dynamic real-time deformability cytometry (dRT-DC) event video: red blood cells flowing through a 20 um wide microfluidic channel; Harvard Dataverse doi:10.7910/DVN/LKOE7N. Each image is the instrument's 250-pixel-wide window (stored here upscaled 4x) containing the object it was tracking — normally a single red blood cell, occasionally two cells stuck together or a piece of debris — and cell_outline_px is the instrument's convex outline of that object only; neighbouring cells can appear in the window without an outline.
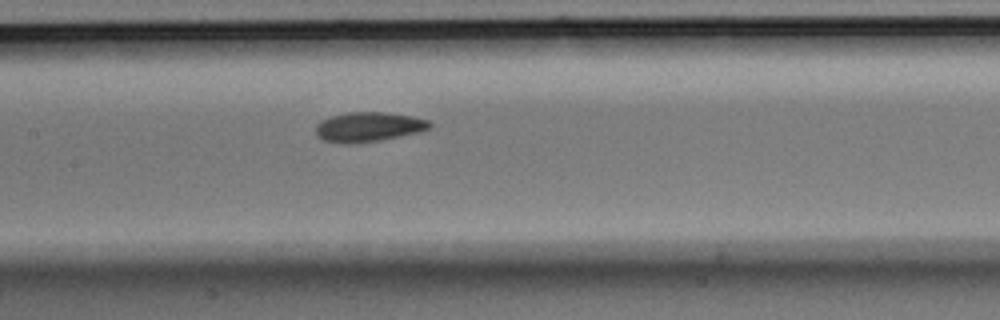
{"species": "Egyptian fruit bat (a non-hibernating species)", "species_latin": "Rousettus aegyptiacus", "temperature_condition": "room temperature", "stored_images_in_passage": 5, "camera_frame_rate_fps": 3000, "um_per_image_px": 0.085, "animal": {"sex": "male"}, "frame": {"image": 1, "passage_image": 5, "time_ms": 1.333, "image_size_px": [1000, 320], "cell_outline_px": [[432, 128], [420, 132], [380, 140], [352, 144], [344, 144], [324, 140], [316, 136], [316, 124], [320, 120], [332, 116], [348, 112], [388, 112], [412, 116], [428, 120], [432, 124]], "centroid_in_image_um": [31.33, 10.79], "position_along_channel_um": 176.1, "area_um2": 19.88}}